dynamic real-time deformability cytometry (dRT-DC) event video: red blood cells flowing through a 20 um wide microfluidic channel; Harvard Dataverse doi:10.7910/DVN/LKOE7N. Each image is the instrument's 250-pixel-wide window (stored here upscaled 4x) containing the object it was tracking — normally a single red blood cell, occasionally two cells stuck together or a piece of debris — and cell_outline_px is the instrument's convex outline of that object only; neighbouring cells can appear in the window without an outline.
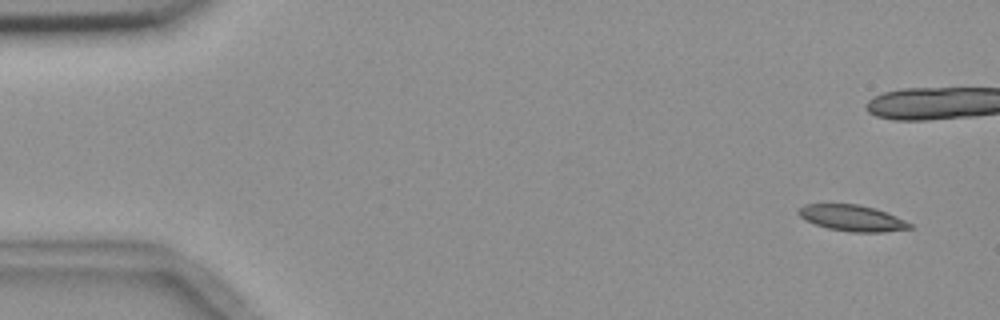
{"species": "common noctule bat (a hibernating species)", "species_latin": "Nyctalus noctula", "temperature_condition": "room temperature", "stored_images_in_passage": 5, "camera_frame_rate_fps": 3000, "um_per_image_px": 0.085, "animal": {"sex": "female", "body_mass_g": 18.4}, "frame": {"image": 1, "passage_image": 1, "time_ms": 0.0, "image_size_px": [1000, 320], "cell_outline_px": [[912, 228], [884, 232], [852, 232], [828, 228], [804, 220], [796, 212], [804, 204], [860, 204], [876, 208], [896, 216], [912, 224]], "centroid_in_image_um": [72.43, 18.53], "position_along_channel_um": 12.6, "area_um2": 16.94}}